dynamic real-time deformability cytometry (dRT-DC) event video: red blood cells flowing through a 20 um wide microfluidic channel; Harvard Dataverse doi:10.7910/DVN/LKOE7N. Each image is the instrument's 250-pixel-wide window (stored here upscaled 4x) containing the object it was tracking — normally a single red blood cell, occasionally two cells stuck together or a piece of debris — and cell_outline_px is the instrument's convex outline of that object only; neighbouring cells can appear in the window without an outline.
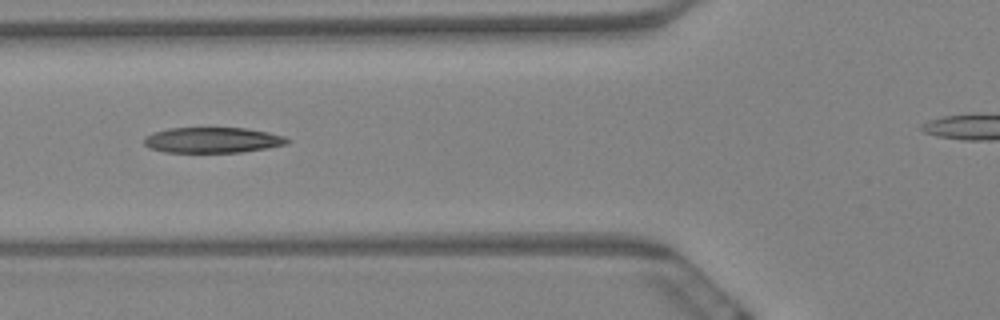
{"species": "Egyptian fruit bat (a non-hibernating species)", "species_latin": "Rousettus aegyptiacus", "temperature_condition": "warm", "stored_images_in_passage": 9, "camera_frame_rate_fps": 3000, "um_per_image_px": 0.085, "animal": {"sex": "female"}, "frame": {"image": 1, "passage_image": 7, "time_ms": 2.0, "image_size_px": [1000, 320], "cell_outline_px": [[292, 140], [288, 144], [268, 148], [240, 152], [164, 152], [148, 148], [144, 144], [144, 136], [152, 132], [168, 128], [248, 128], [268, 132], [284, 136]], "centroid_in_image_um": [18.06, 11.9], "position_along_channel_um": 107.7, "area_um2": 21.56}}
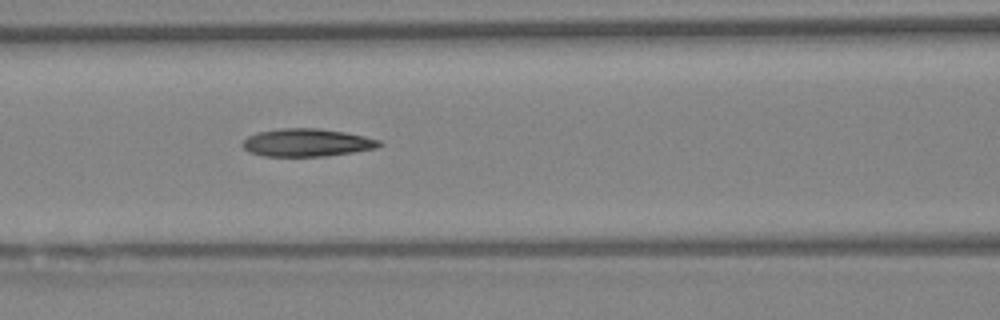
{"frame": {"image": 2, "passage_image": 8, "time_ms": 2.333, "image_size_px": [1000, 320], "cell_outline_px": [[384, 144], [376, 148], [352, 152], [324, 156], [264, 156], [248, 152], [240, 144], [248, 136], [256, 132], [280, 128], [320, 128], [344, 132], [364, 136], [380, 140]], "centroid_in_image_um": [26.06, 12.11], "position_along_channel_um": 140.5, "area_um2": 22.25}}